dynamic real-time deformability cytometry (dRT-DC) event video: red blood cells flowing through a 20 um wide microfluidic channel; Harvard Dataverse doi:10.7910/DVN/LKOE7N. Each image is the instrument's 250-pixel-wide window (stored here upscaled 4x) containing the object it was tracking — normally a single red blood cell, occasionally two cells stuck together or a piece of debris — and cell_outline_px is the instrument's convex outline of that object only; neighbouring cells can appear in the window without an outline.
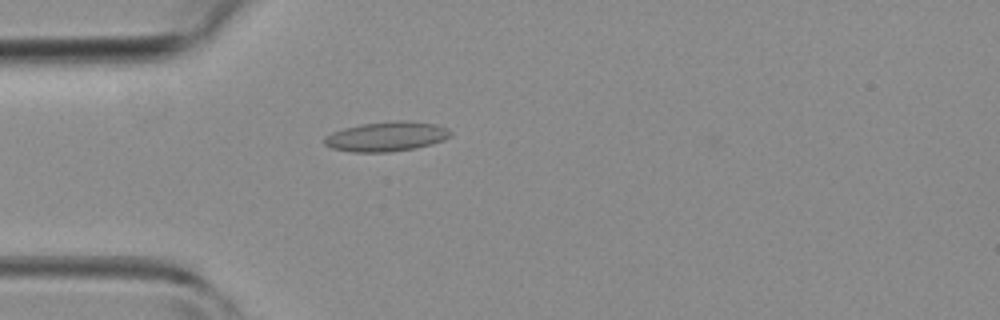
{"species": "common noctule bat (a hibernating species)", "species_latin": "Nyctalus noctula", "temperature_condition": "room temperature", "stored_images_in_passage": 2, "camera_frame_rate_fps": 3000, "um_per_image_px": 0.085, "animal": {"sex": "female", "body_mass_g": 19.3, "forearm_length_mm": 54.1}, "frame": {"image": 1, "passage_image": 2, "time_ms": 1.0, "image_size_px": [1000, 320], "cell_outline_px": [[452, 136], [444, 140], [432, 144], [416, 148], [388, 152], [352, 152], [332, 148], [324, 144], [324, 136], [332, 132], [344, 128], [364, 124], [436, 124], [448, 128], [452, 132]], "centroid_in_image_um": [32.82, 11.67], "position_along_channel_um": 52.2, "area_um2": 20.75}}